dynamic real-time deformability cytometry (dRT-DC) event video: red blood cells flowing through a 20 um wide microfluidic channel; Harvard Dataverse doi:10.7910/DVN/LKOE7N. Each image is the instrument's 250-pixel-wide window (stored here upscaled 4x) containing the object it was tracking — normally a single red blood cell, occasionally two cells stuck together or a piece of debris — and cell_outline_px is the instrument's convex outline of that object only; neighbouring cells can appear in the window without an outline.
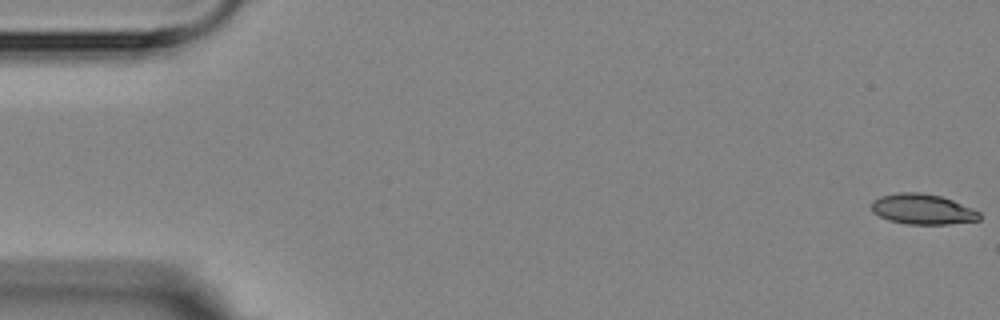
{"species": "Egyptian fruit bat (a non-hibernating species)", "species_latin": "Rousettus aegyptiacus", "temperature_condition": "room temperature", "stored_images_in_passage": 4, "camera_frame_rate_fps": 3000, "um_per_image_px": 0.085, "animal": {"sex": "female"}, "frame": {"image": 1, "passage_image": 1, "time_ms": 0.0, "image_size_px": [1000, 320], "cell_outline_px": [[980, 220], [948, 224], [908, 224], [888, 220], [872, 212], [872, 200], [880, 196], [896, 192], [920, 192], [940, 196], [952, 200], [972, 208], [980, 212]], "centroid_in_image_um": [78.4, 17.77], "position_along_channel_um": 6.6, "area_um2": 19.13}}
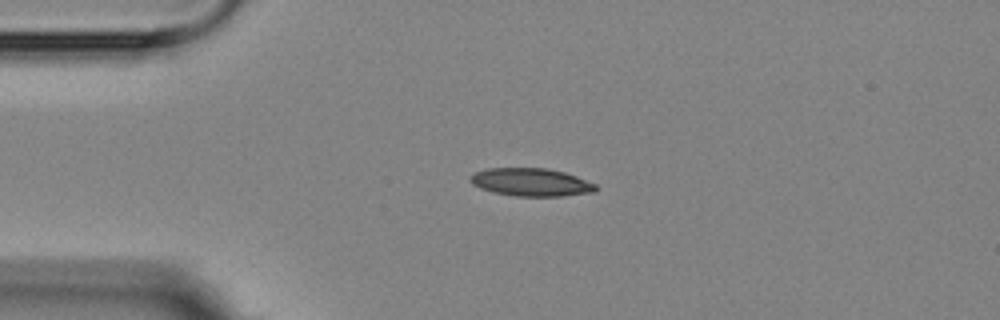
{"frame": {"image": 2, "passage_image": 4, "time_ms": 4.0, "image_size_px": [1000, 320], "cell_outline_px": [[596, 192], [560, 196], [516, 196], [496, 192], [480, 188], [472, 184], [468, 180], [468, 176], [476, 172], [488, 168], [548, 168], [564, 172], [576, 176], [596, 184]], "centroid_in_image_um": [45.13, 15.48], "position_along_channel_um": 39.9, "area_um2": 20.4}}